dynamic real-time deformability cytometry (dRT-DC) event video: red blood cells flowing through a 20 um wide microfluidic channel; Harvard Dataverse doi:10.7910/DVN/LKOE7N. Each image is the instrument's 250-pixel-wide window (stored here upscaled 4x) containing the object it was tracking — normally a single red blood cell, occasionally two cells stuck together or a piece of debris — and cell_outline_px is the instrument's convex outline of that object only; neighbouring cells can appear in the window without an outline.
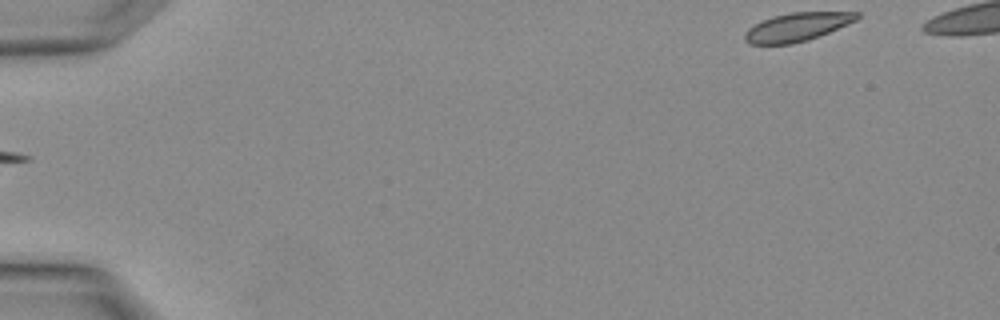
{"species": "Egyptian fruit bat (a non-hibernating species)", "species_latin": "Rousettus aegyptiacus", "temperature_condition": "warm", "stored_images_in_passage": 4, "camera_frame_rate_fps": 3000, "um_per_image_px": 0.085, "animal": {"sex": "female"}, "frame": {"image": 1, "passage_image": 4, "time_ms": 1.0, "image_size_px": [1000, 320], "cell_outline_px": [[860, 16], [856, 20], [828, 32], [808, 40], [792, 44], [748, 44], [744, 40], [744, 32], [748, 28], [772, 16], [792, 12], [860, 12]], "centroid_in_image_um": [67.72, 2.3], "position_along_channel_um": 17.3, "area_um2": 18.44}}